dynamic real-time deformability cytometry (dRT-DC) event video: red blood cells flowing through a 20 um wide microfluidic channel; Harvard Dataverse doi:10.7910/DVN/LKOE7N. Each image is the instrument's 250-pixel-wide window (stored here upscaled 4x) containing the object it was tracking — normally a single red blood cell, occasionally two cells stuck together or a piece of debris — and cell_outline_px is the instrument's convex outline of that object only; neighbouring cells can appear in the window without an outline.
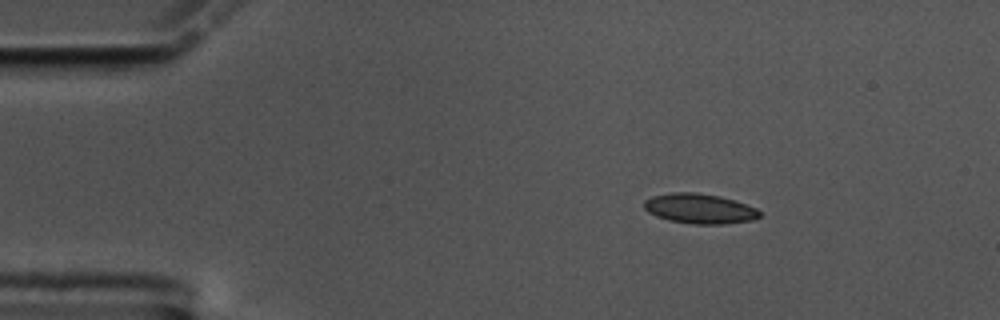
{"species": "common noctule bat (a hibernating species)", "species_latin": "Nyctalus noctula", "temperature_condition": "cold", "stored_images_in_passage": 49, "camera_frame_rate_fps": 3000, "um_per_image_px": 0.085, "animal": {"sex": "male", "body_mass_g": 17.5, "forearm_length_mm": 52.3}, "frame": {"image": 1, "passage_image": 1, "time_ms": 0.0, "image_size_px": [1000, 320], "cell_outline_px": [[760, 216], [752, 220], [724, 224], [692, 224], [668, 220], [656, 216], [648, 212], [644, 208], [644, 200], [652, 196], [672, 192], [696, 192], [720, 196], [756, 208], [760, 212]], "centroid_in_image_um": [59.43, 17.73], "position_along_channel_um": 25.6, "area_um2": 20.11}}
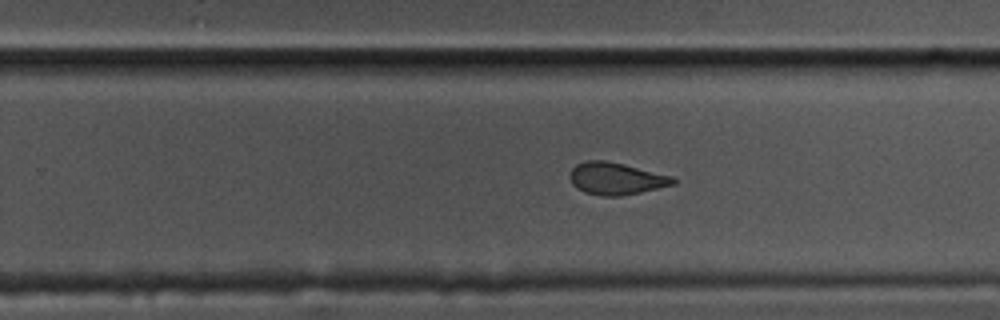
{"frame": {"image": 2, "passage_image": 28, "time_ms": 9.0, "image_size_px": [1000, 320], "cell_outline_px": [[676, 184], [640, 192], [620, 196], [600, 196], [584, 192], [576, 188], [572, 184], [568, 176], [572, 168], [576, 164], [588, 160], [604, 160], [624, 164], [672, 176], [676, 180]], "centroid_in_image_um": [52.33, 15.18], "position_along_channel_um": 277.5, "area_um2": 19.42}}
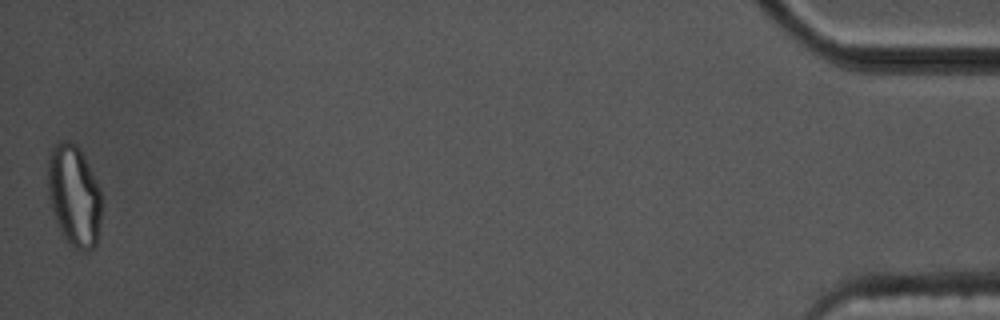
{"frame": {"image": 3, "passage_image": 49, "time_ms": 16.0, "image_size_px": [1000, 320], "cell_outline_px": [[100, 220], [96, 244], [88, 252], [84, 252], [76, 248], [60, 232], [48, 196], [48, 156], [52, 148], [60, 140], [68, 140], [76, 144], [80, 148], [100, 188]], "centroid_in_image_um": [6.29, 16.59], "position_along_channel_um": 428.9, "area_um2": 31.56}, "authors_computed_cell_mechanics": {"area_um2": 19.9988, "velocity_mm_per_s": 3.5096, "shape_relaxation_time_tau1_ms": 9.3394, "shape_relaxation_time_tau2_ms": 2.1063, "deformation_change_tau1": 0.1841, "deformation_change_tau2": 0.0603}}